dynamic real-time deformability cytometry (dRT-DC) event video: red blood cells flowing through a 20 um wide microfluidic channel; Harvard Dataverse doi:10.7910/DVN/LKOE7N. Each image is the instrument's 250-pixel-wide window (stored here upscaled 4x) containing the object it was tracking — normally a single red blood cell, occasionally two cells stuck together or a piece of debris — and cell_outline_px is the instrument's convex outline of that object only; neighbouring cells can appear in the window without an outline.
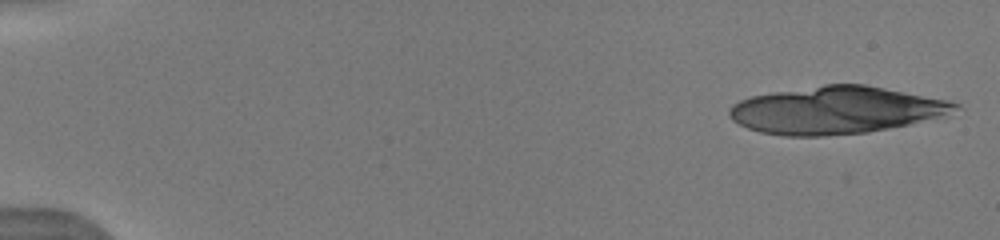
{"species": "human", "species_latin": "Homo sapiens", "temperature_condition": "warm", "stored_images_in_passage": 15, "camera_frame_rate_fps": 3000, "um_per_image_px": 0.085, "donor": {"sex": "male"}, "frame": {"image": 1, "passage_image": 1, "time_ms": 0.0, "image_size_px": [1000, 240], "cell_outline_px": [[964, 108], [940, 116], [908, 124], [868, 132], [824, 136], [784, 136], [760, 132], [748, 128], [732, 120], [728, 116], [728, 108], [732, 104], [740, 100], [752, 96], [824, 84], [864, 84], [948, 100], [960, 104]], "centroid_in_image_um": [71.04, 9.36], "position_along_channel_um": 14.0, "area_um2": 62.02}}